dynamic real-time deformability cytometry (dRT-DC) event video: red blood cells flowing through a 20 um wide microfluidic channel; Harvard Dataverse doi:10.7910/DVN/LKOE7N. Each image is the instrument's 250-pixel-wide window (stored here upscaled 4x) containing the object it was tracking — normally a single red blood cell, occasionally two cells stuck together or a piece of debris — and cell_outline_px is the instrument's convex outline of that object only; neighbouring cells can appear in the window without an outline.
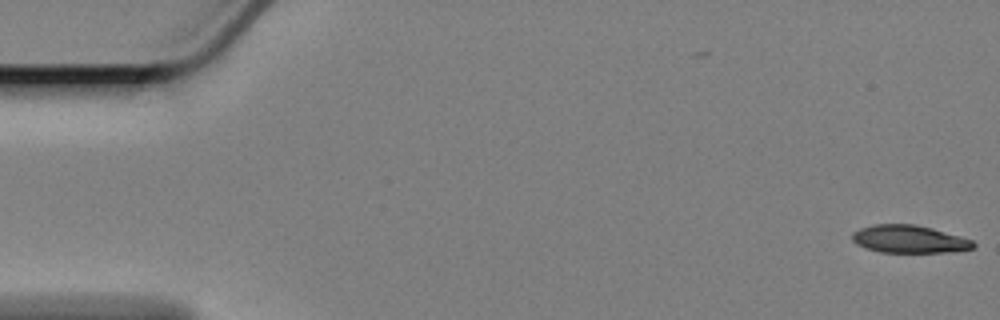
{"species": "Egyptian fruit bat (a non-hibernating species)", "species_latin": "Rousettus aegyptiacus", "temperature_condition": "cold", "stored_images_in_passage": 59, "camera_frame_rate_fps": 3000, "um_per_image_px": 0.085, "animal": {"sex": "female"}, "frame": {"image": 1, "passage_image": 1, "time_ms": 0.0, "image_size_px": [1000, 320], "cell_outline_px": [[976, 244], [972, 248], [952, 252], [880, 252], [864, 248], [856, 244], [852, 240], [852, 232], [860, 228], [872, 224], [916, 224], [932, 228], [960, 236], [972, 240]], "centroid_in_image_um": [77.24, 20.32], "position_along_channel_um": 7.8, "area_um2": 19.65}}
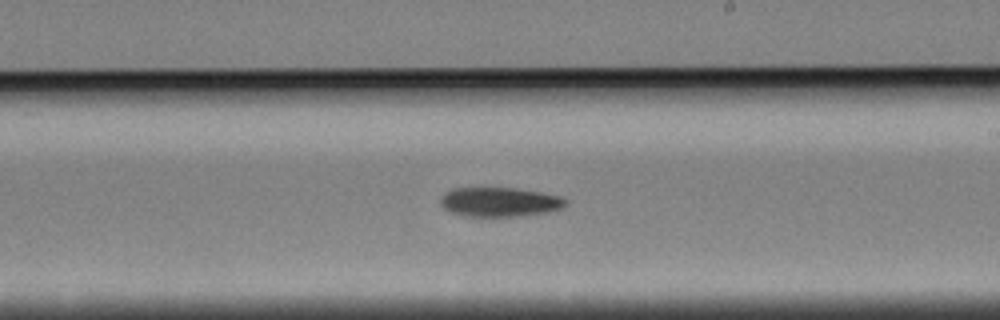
{"frame": {"image": 2, "passage_image": 34, "time_ms": 11.0, "image_size_px": [1000, 320], "cell_outline_px": [[568, 204], [564, 208], [548, 212], [520, 216], [464, 216], [448, 212], [440, 204], [440, 196], [444, 192], [452, 188], [516, 188], [544, 192], [564, 196], [568, 200]], "centroid_in_image_um": [42.51, 17.16], "position_along_channel_um": 246.5, "area_um2": 21.96}}
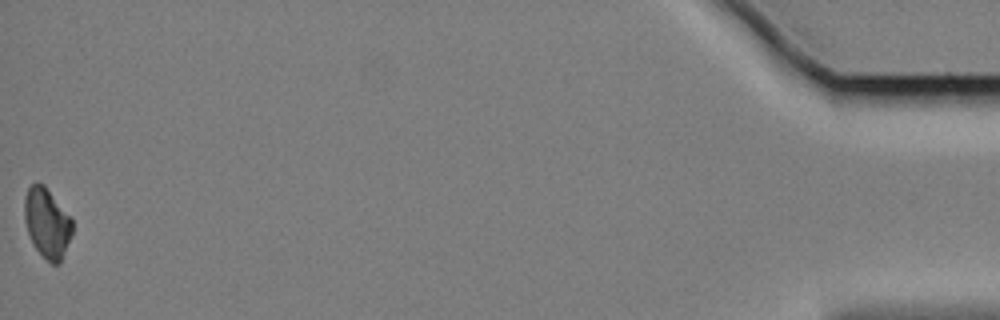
{"frame": {"image": 3, "passage_image": 59, "time_ms": 19.333, "image_size_px": [1000, 320], "cell_outline_px": [[72, 236], [60, 264], [52, 264], [36, 248], [28, 232], [24, 220], [24, 200], [28, 188], [36, 180], [44, 184], [72, 220]], "centroid_in_image_um": [4.0, 18.94], "position_along_channel_um": 431.2, "area_um2": 19.31}, "authors_computed_cell_mechanics": {"area_um2": 21.4438, "velocity_mm_per_s": 3.367, "shape_relaxation_time_tau1_ms": 3.7831, "shape_relaxation_time_tau2_ms": null, "deformation_change_tau1": 0.0886, "deformation_change_tau2": null}}